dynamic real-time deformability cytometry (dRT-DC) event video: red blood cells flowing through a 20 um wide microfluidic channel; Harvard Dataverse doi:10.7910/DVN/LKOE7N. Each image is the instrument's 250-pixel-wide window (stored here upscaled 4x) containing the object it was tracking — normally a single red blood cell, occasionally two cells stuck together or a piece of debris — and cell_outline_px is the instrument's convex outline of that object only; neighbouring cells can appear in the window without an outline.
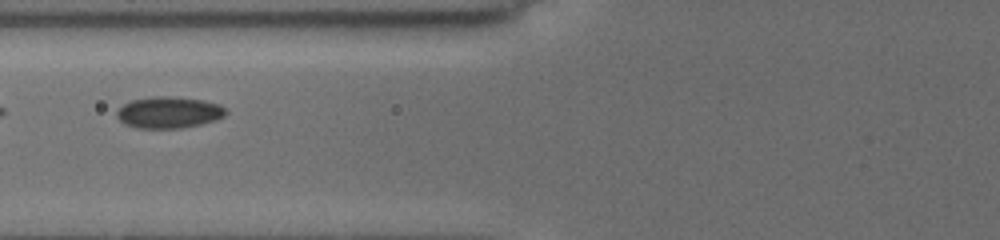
{"species": "common noctule bat (a hibernating species)", "species_latin": "Nyctalus noctula", "temperature_condition": "cold", "stored_images_in_passage": 7, "camera_frame_rate_fps": 3000, "um_per_image_px": 0.085, "animal": {"sex": "female", "body_mass_g": 19.5, "forearm_length_mm": 54.1}, "frame": {"image": 1, "passage_image": 5, "time_ms": 3.667, "image_size_px": [1000, 240], "cell_outline_px": [[228, 112], [224, 116], [216, 120], [200, 124], [180, 128], [136, 128], [124, 124], [116, 116], [116, 112], [124, 104], [132, 100], [152, 96], [168, 96], [204, 100], [220, 104]], "centroid_in_image_um": [14.35, 9.55], "position_along_channel_um": 111.4, "area_um2": 20.06}}
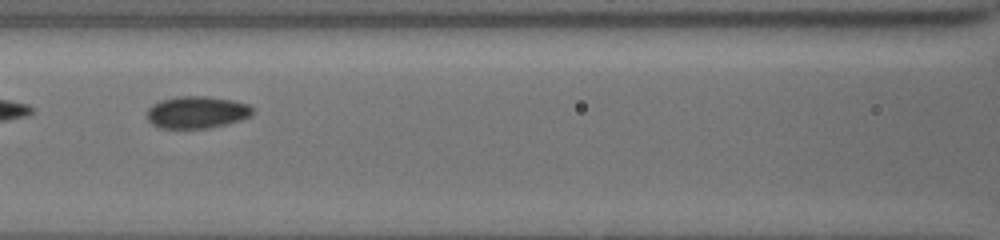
{"frame": {"image": 2, "passage_image": 6, "time_ms": 4.667, "image_size_px": [1000, 240], "cell_outline_px": [[252, 116], [228, 124], [208, 128], [160, 128], [152, 124], [148, 120], [148, 108], [152, 104], [160, 100], [176, 96], [204, 96], [232, 100], [248, 104], [252, 108]], "centroid_in_image_um": [16.72, 9.54], "position_along_channel_um": 149.9, "area_um2": 19.83}}
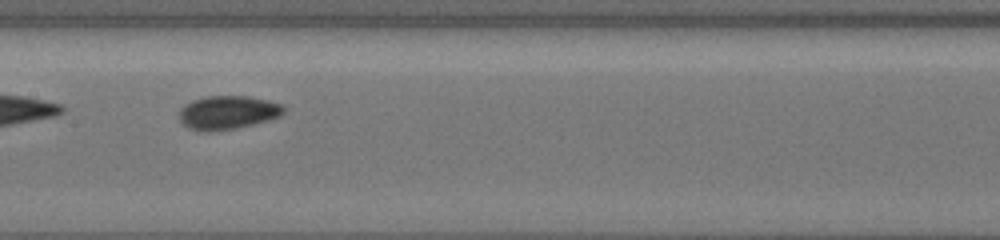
{"frame": {"image": 3, "passage_image": 7, "time_ms": 5.667, "image_size_px": [1000, 240], "cell_outline_px": [[284, 112], [280, 116], [268, 120], [252, 124], [232, 128], [192, 128], [184, 124], [180, 120], [180, 108], [184, 104], [192, 100], [208, 96], [248, 96], [268, 100], [284, 104]], "centroid_in_image_um": [19.42, 9.49], "position_along_channel_um": 188.0, "area_um2": 19.65}}